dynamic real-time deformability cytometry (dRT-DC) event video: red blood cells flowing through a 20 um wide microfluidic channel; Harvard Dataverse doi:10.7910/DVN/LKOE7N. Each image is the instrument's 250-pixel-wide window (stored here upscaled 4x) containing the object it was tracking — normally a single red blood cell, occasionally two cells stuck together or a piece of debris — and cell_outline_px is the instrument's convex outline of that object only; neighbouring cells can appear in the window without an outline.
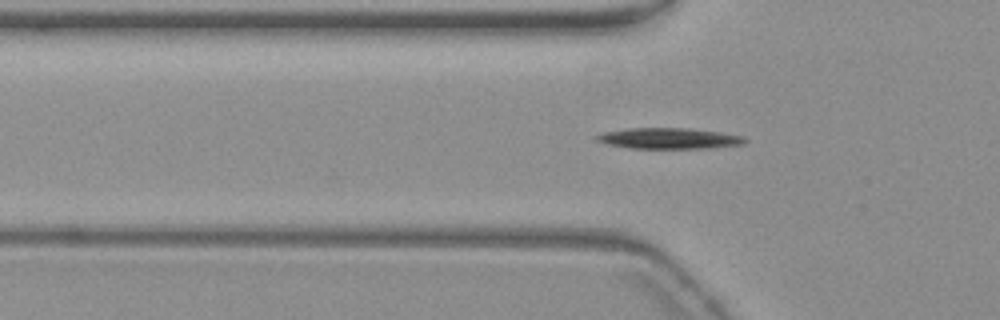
{"species": "common noctule bat (a hibernating species)", "species_latin": "Nyctalus noctula", "temperature_condition": "warm", "stored_images_in_passage": 33, "camera_frame_rate_fps": 3000, "um_per_image_px": 0.085, "animal": {"sex": "female", "body_mass_g": 19.3, "forearm_length_mm": 54.1}, "frame": {"image": 1, "passage_image": 2, "time_ms": 0.333, "image_size_px": [1000, 320], "cell_outline_px": [[748, 140], [744, 144], [712, 148], [628, 148], [608, 144], [596, 140], [596, 136], [604, 132], [628, 128], [688, 128], [720, 132], [744, 136]], "centroid_in_image_um": [56.91, 11.76], "position_along_channel_um": 68.9, "area_um2": 18.03}}
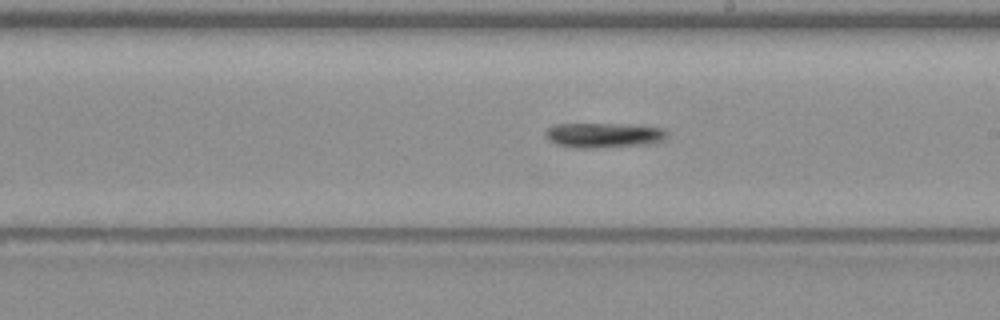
{"frame": {"image": 2, "passage_image": 16, "time_ms": 5.0, "image_size_px": [1000, 320], "cell_outline_px": [[668, 132], [664, 140], [656, 144], [592, 148], [576, 148], [556, 144], [548, 140], [544, 136], [544, 132], [548, 128], [556, 124], [640, 124], [664, 128]], "centroid_in_image_um": [51.38, 11.49], "position_along_channel_um": 237.6, "area_um2": 18.15}}
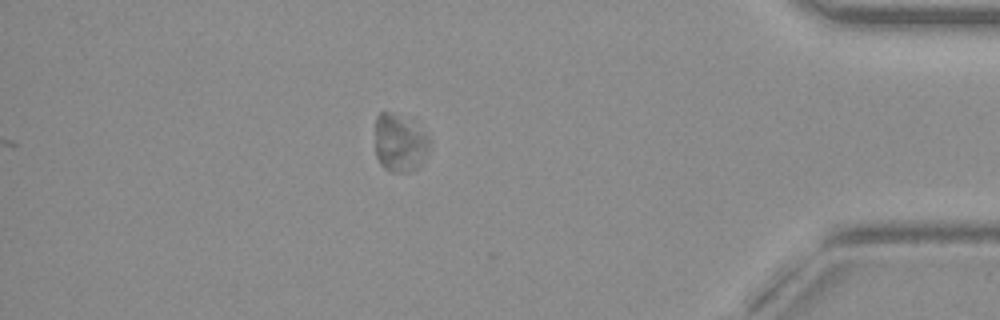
{"frame": {"image": 3, "passage_image": 33, "time_ms": 10.667, "image_size_px": [1000, 320], "cell_outline_px": [[432, 144], [428, 152], [420, 164], [412, 172], [388, 172], [380, 164], [376, 156], [376, 116], [380, 112], [392, 112], [428, 136], [432, 140]], "centroid_in_image_um": [33.97, 12.22], "position_along_channel_um": 401.2, "area_um2": 18.03}}